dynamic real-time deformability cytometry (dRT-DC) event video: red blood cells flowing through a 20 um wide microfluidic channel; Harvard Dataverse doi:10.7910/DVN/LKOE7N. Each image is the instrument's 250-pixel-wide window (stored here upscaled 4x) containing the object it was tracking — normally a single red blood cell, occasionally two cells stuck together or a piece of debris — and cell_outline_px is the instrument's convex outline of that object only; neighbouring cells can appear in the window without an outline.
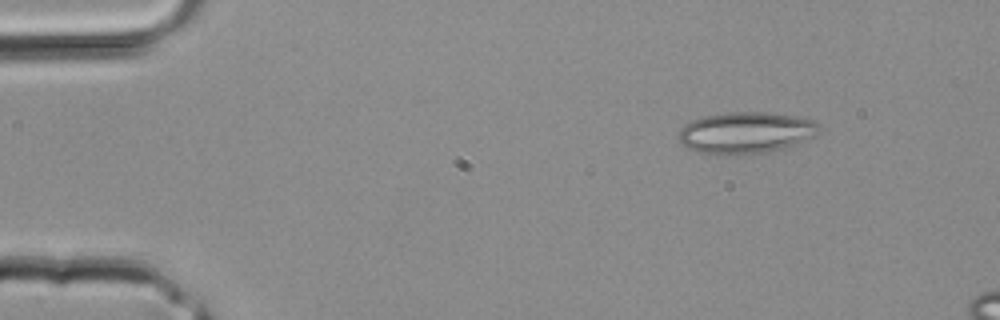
{"species": "common noctule bat (a hibernating species)", "species_latin": "Nyctalus noctula", "temperature_condition": "room temperature", "stored_images_in_passage": 3, "camera_frame_rate_fps": 3000, "um_per_image_px": 0.085, "animal": {"sex": "male", "body_mass_g": 20.4}, "frame": {"image": 1, "passage_image": 3, "time_ms": 0.667, "image_size_px": [1000, 320], "cell_outline_px": [[820, 132], [796, 144], [764, 152], [732, 156], [700, 152], [688, 148], [676, 136], [680, 128], [684, 124], [692, 120], [704, 116], [728, 112], [764, 112], [792, 116], [816, 120], [820, 124]], "centroid_in_image_um": [63.37, 11.27], "position_along_channel_um": 21.6, "area_um2": 33.99}}